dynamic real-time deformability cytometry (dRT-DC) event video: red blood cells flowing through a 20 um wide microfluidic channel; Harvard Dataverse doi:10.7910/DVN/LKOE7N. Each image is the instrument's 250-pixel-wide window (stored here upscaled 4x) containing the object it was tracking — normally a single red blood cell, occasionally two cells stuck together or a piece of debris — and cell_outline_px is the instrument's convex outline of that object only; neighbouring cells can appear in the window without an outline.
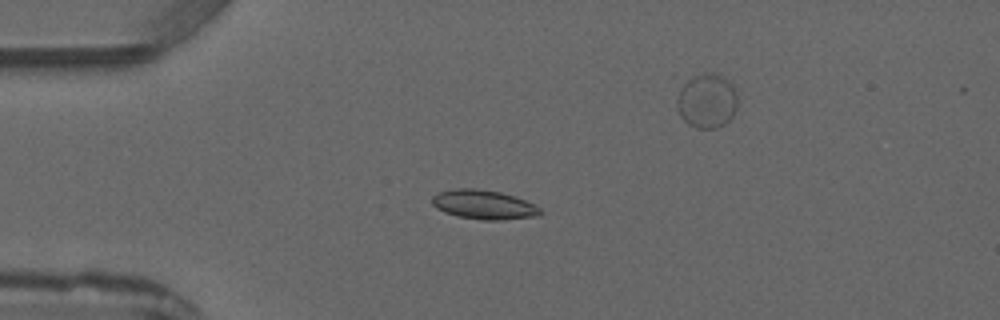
{"species": "common noctule bat (a hibernating species)", "species_latin": "Nyctalus noctula", "temperature_condition": "warm", "stored_images_in_passage": 4, "camera_frame_rate_fps": 3000, "um_per_image_px": 0.085, "animal": {"sex": "male", "forearm_length_mm": 52.5}, "frame": {"image": 1, "passage_image": 3, "time_ms": 2.333, "image_size_px": [1000, 320], "cell_outline_px": [[544, 212], [540, 216], [504, 220], [484, 220], [456, 216], [444, 212], [436, 208], [432, 204], [432, 196], [440, 192], [456, 188], [476, 188], [500, 192], [524, 200], [540, 208]], "centroid_in_image_um": [41.12, 17.41], "position_along_channel_um": 43.9, "area_um2": 18.5}}